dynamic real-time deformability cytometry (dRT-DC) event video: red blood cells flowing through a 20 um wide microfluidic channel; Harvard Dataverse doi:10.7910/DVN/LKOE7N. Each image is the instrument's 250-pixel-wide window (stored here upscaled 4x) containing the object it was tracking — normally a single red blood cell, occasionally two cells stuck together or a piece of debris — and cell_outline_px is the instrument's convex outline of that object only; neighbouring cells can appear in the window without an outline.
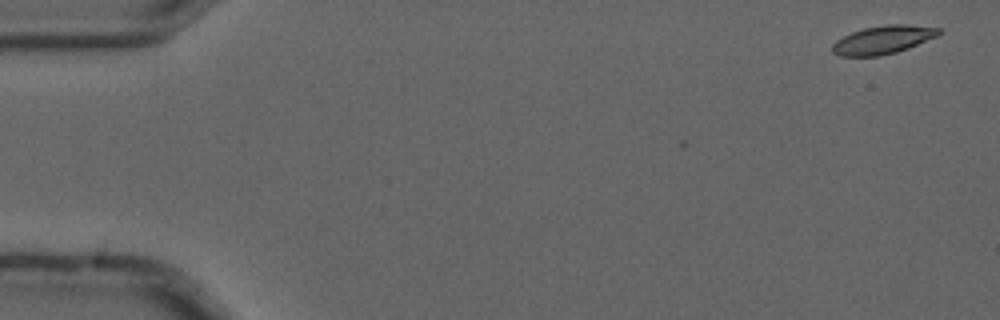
{"species": "common noctule bat (a hibernating species)", "species_latin": "Nyctalus noctula", "temperature_condition": "cold", "stored_images_in_passage": 5, "camera_frame_rate_fps": 3000, "um_per_image_px": 0.085, "animal": {"sex": "male", "forearm_length_mm": 52.5}, "frame": {"image": 1, "passage_image": 1, "time_ms": 0.0, "image_size_px": [1000, 320], "cell_outline_px": [[944, 32], [936, 36], [908, 48], [896, 52], [880, 56], [840, 56], [832, 52], [832, 44], [836, 40], [852, 32], [864, 28], [888, 24], [908, 24], [940, 28]], "centroid_in_image_um": [75.06, 3.38], "position_along_channel_um": 9.9, "area_um2": 17.51}}
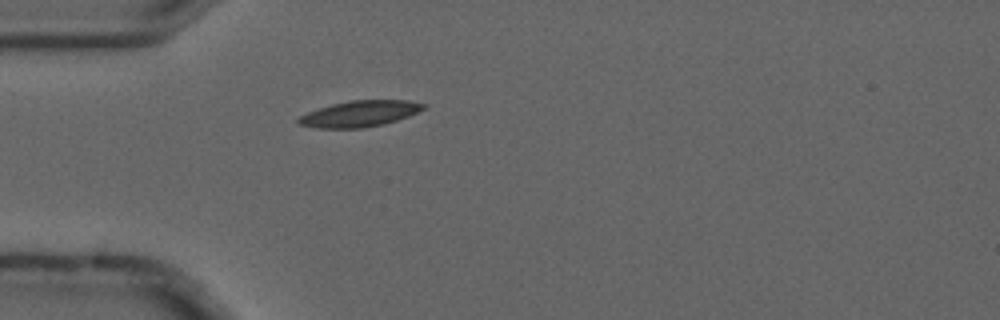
{"frame": {"image": 2, "passage_image": 5, "time_ms": 1.333, "image_size_px": [1000, 320], "cell_outline_px": [[428, 104], [424, 108], [408, 116], [384, 124], [360, 128], [316, 128], [300, 124], [296, 120], [300, 116], [308, 112], [332, 104], [352, 100], [408, 100]], "centroid_in_image_um": [30.58, 9.66], "position_along_channel_um": 54.4, "area_um2": 18.79}}